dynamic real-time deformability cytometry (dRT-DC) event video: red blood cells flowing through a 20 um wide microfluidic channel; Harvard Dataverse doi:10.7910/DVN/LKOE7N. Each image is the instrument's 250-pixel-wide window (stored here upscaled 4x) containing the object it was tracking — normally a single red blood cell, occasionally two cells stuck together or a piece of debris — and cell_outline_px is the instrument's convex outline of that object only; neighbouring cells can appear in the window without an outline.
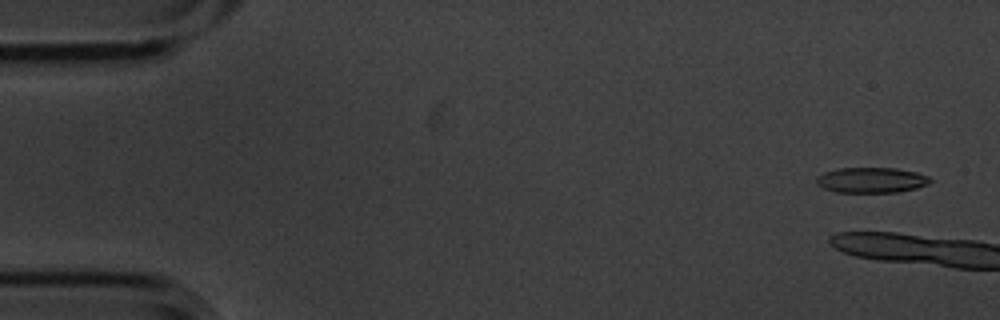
{"species": "common noctule bat (a hibernating species)", "species_latin": "Nyctalus noctula", "temperature_condition": "cold", "stored_images_in_passage": 11, "segment_of_instrument_passage": [1, 2], "camera_frame_rate_fps": 3000, "um_per_image_px": 0.085, "animal": {"sex": "male", "body_mass_g": 20.1, "forearm_length_mm": 53.5}, "frame": {"image": 1, "passage_image": 1, "time_ms": 0.0, "image_size_px": [1000, 320], "cell_outline_px": [[932, 180], [928, 184], [916, 188], [900, 192], [836, 192], [824, 188], [816, 184], [816, 176], [824, 172], [840, 168], [896, 168], [916, 172], [928, 176]], "centroid_in_image_um": [74.06, 15.31], "position_along_channel_um": 10.9, "area_um2": 16.88}}
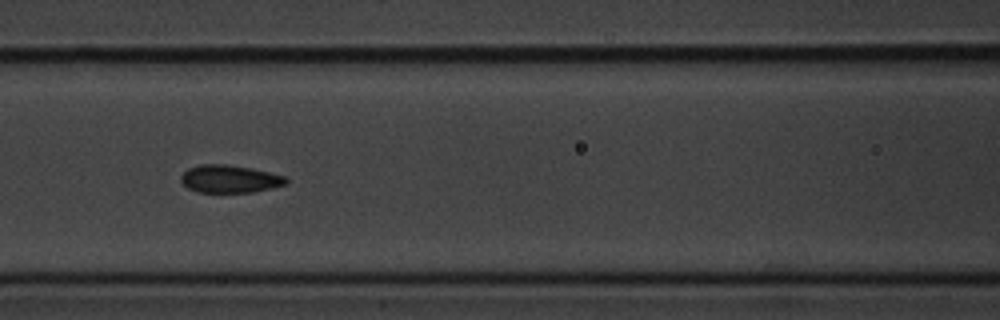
{"frame": {"image": 2, "passage_image": 8, "time_ms": 2.333, "image_size_px": [1000, 320], "cell_outline_px": [[288, 180], [284, 184], [252, 192], [196, 192], [188, 188], [180, 180], [180, 176], [188, 168], [200, 164], [228, 164], [252, 168], [284, 176]], "centroid_in_image_um": [19.46, 15.19], "position_along_channel_um": 147.1, "area_um2": 16.82}}
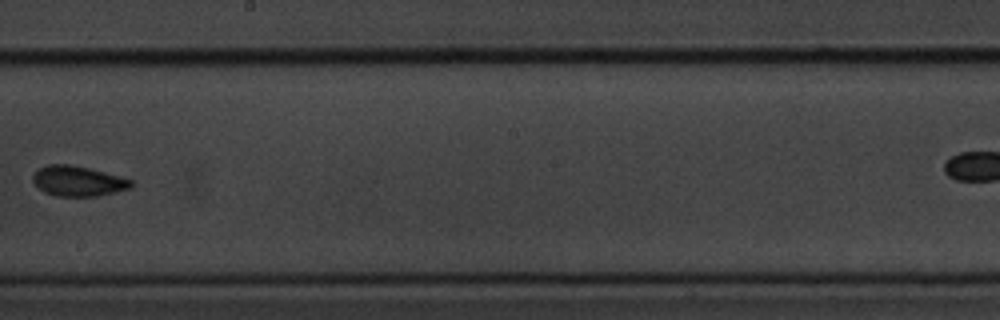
{"frame": {"image": 3, "passage_image": 10, "time_ms": 3.0, "image_size_px": [1000, 320], "cell_outline_px": [[132, 188], [96, 196], [56, 196], [44, 192], [32, 180], [32, 176], [40, 168], [48, 164], [72, 164], [120, 176], [132, 180]], "centroid_in_image_um": [6.63, 15.39], "position_along_channel_um": 241.6, "area_um2": 17.17}}